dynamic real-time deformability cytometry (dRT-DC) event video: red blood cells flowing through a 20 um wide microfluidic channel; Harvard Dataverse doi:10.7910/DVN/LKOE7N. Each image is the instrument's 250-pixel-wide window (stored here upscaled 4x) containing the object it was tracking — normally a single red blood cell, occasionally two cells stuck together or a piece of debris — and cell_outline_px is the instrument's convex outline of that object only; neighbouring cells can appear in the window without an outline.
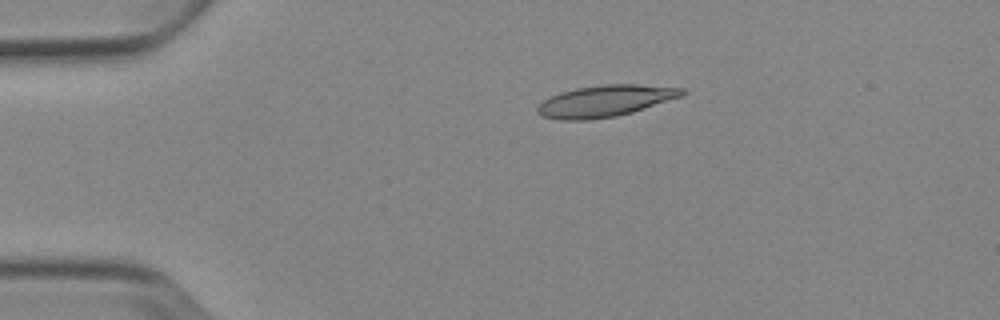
{"species": "Egyptian fruit bat (a non-hibernating species)", "species_latin": "Rousettus aegyptiacus", "temperature_condition": "cold", "stored_images_in_passage": 5, "camera_frame_rate_fps": 3000, "um_per_image_px": 0.085, "animal": {"sex": "female"}, "frame": {"image": 1, "passage_image": 3, "time_ms": 2.333, "image_size_px": [1000, 320], "cell_outline_px": [[688, 92], [680, 96], [632, 112], [616, 116], [588, 120], [560, 120], [540, 116], [536, 112], [536, 108], [544, 100], [560, 92], [576, 88], [600, 84], [636, 84], [684, 88]], "centroid_in_image_um": [51.4, 8.58], "position_along_channel_um": 33.6, "area_um2": 26.47}}
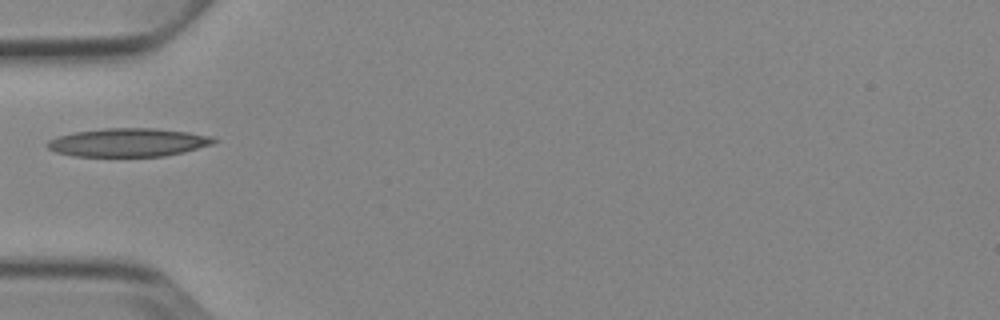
{"frame": {"image": 2, "passage_image": 5, "time_ms": 4.667, "image_size_px": [1000, 320], "cell_outline_px": [[220, 140], [212, 144], [184, 152], [164, 156], [72, 156], [56, 152], [48, 148], [44, 144], [48, 140], [56, 136], [72, 132], [104, 128], [156, 128], [188, 132], [212, 136]], "centroid_in_image_um": [10.88, 12.1], "position_along_channel_um": 74.1, "area_um2": 27.8}}